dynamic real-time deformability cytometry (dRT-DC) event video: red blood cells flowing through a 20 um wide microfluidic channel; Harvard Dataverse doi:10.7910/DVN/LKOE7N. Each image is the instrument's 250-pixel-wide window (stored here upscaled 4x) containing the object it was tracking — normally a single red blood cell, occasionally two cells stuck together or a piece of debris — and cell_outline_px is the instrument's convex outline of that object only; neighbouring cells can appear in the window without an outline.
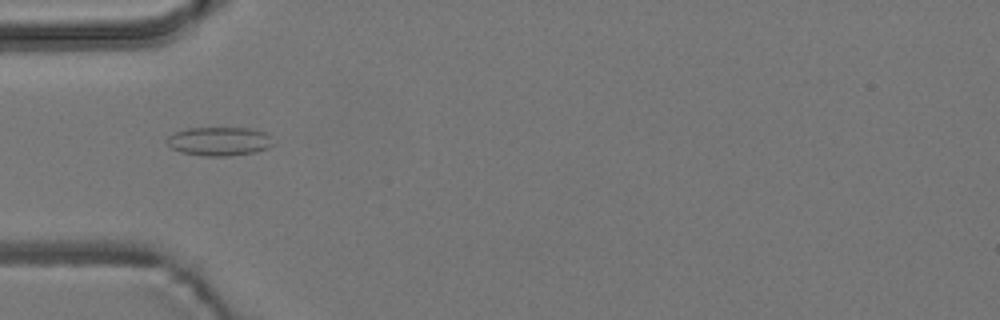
{"species": "common noctule bat (a hibernating species)", "species_latin": "Nyctalus noctula", "temperature_condition": "room temperature", "stored_images_in_passage": 4, "camera_frame_rate_fps": 3000, "um_per_image_px": 0.085, "animal": {"sex": "male", "body_mass_g": 19.2, "forearm_length_mm": 51.8}, "frame": {"image": 1, "passage_image": 2, "time_ms": 1.0, "image_size_px": [1000, 320], "cell_outline_px": [[276, 144], [268, 148], [256, 152], [228, 156], [204, 156], [184, 152], [172, 148], [168, 144], [168, 136], [176, 132], [188, 128], [252, 128], [268, 132]], "centroid_in_image_um": [18.74, 12.0], "position_along_channel_um": 66.3, "area_um2": 17.92}}
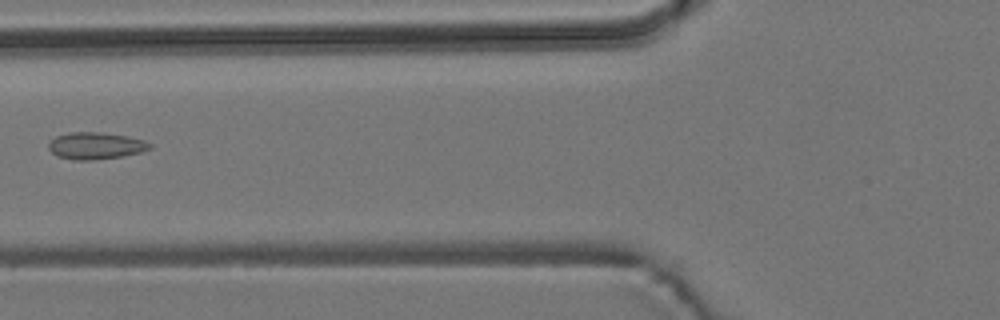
{"frame": {"image": 2, "passage_image": 3, "time_ms": 2.333, "image_size_px": [1000, 320], "cell_outline_px": [[152, 148], [140, 152], [124, 156], [92, 160], [72, 160], [56, 156], [48, 148], [48, 144], [56, 136], [68, 132], [100, 132], [128, 136], [144, 140], [152, 144]], "centroid_in_image_um": [8.13, 12.39], "position_along_channel_um": 117.7, "area_um2": 16.01}}
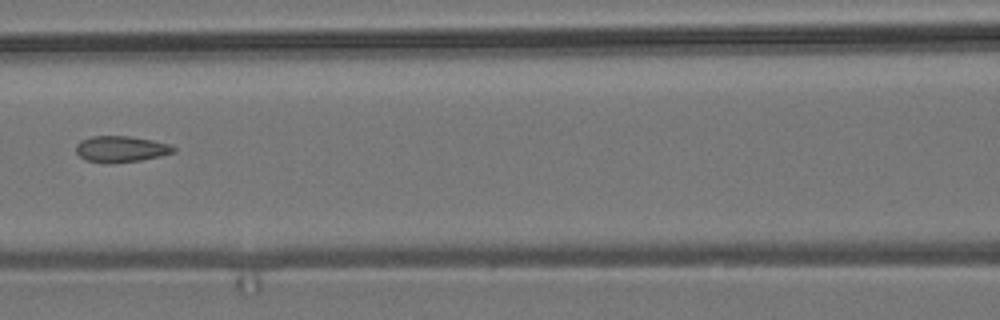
{"frame": {"image": 3, "passage_image": 4, "time_ms": 3.333, "image_size_px": [1000, 320], "cell_outline_px": [[176, 152], [160, 156], [140, 160], [108, 164], [104, 164], [84, 160], [76, 152], [76, 144], [80, 140], [92, 136], [128, 136], [152, 140], [172, 144], [176, 148]], "centroid_in_image_um": [10.28, 12.68], "position_along_channel_um": 156.3, "area_um2": 15.14}}